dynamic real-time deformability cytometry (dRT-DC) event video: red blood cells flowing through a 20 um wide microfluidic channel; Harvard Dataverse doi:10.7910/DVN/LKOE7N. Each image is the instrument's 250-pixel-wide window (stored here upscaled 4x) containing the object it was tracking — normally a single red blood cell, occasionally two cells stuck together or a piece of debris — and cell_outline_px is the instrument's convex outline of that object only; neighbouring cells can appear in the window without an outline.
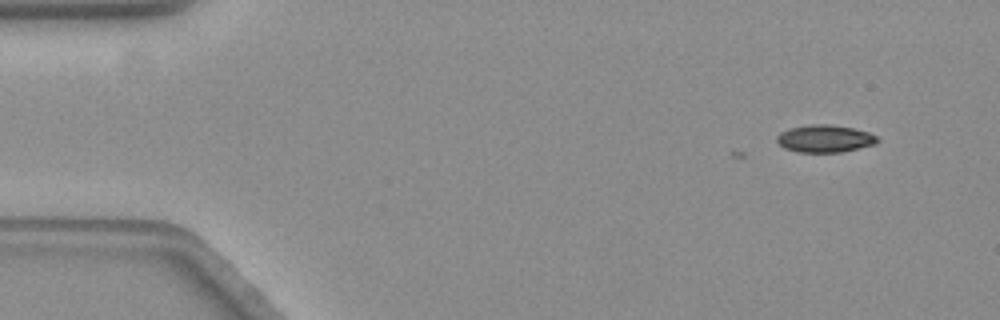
{"species": "common noctule bat (a hibernating species)", "species_latin": "Nyctalus noctula", "temperature_condition": "warm", "stored_images_in_passage": 2, "camera_frame_rate_fps": 3000, "um_per_image_px": 0.085, "animal": {"sex": "female", "body_mass_g": 19.3, "forearm_length_mm": 54.1}, "frame": {"image": 1, "passage_image": 2, "time_ms": 0.333, "image_size_px": [1000, 320], "cell_outline_px": [[880, 140], [872, 144], [840, 152], [796, 152], [784, 148], [776, 140], [776, 136], [780, 132], [792, 128], [816, 124], [820, 124], [852, 128], [868, 132], [876, 136]], "centroid_in_image_um": [70.07, 11.79], "position_along_channel_um": 14.9, "area_um2": 15.61}}